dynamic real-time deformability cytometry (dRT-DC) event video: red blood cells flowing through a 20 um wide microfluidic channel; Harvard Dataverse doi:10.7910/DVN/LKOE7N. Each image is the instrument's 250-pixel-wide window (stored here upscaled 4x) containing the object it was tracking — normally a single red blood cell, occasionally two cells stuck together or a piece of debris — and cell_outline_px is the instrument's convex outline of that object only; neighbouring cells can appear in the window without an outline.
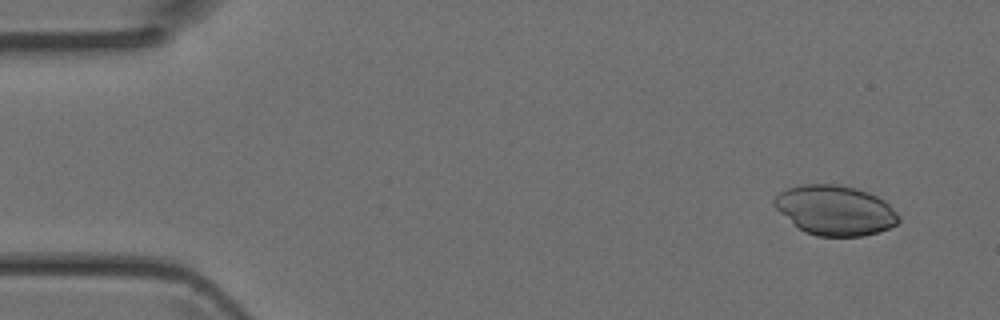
{"species": "Egyptian fruit bat (a non-hibernating species)", "species_latin": "Rousettus aegyptiacus", "temperature_condition": "room temperature", "stored_images_in_passage": 44, "camera_frame_rate_fps": 3000, "um_per_image_px": 0.085, "animal": {"sex": "female"}, "frame": {"image": 1, "passage_image": 3, "time_ms": 0.667, "image_size_px": [1000, 320], "cell_outline_px": [[900, 220], [896, 224], [888, 228], [876, 232], [860, 236], [816, 236], [804, 232], [780, 212], [772, 204], [772, 200], [780, 192], [788, 188], [804, 184], [836, 184], [856, 188], [868, 192], [884, 200], [900, 216]], "centroid_in_image_um": [70.97, 17.87], "position_along_channel_um": 14.0, "area_um2": 35.89}}
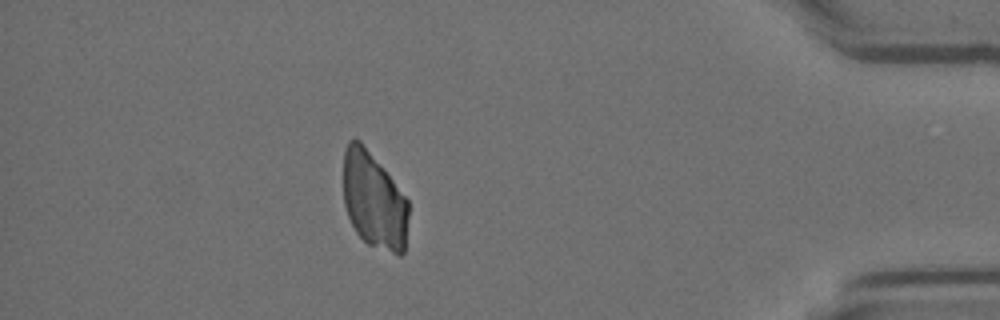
{"frame": {"image": 2, "passage_image": 39, "time_ms": 12.667, "image_size_px": [1000, 320], "cell_outline_px": [[408, 216], [404, 252], [400, 256], [368, 244], [356, 232], [348, 216], [344, 204], [344, 152], [348, 140], [360, 140], [408, 200]], "centroid_in_image_um": [31.78, 17.06], "position_along_channel_um": 403.4, "area_um2": 36.24}}